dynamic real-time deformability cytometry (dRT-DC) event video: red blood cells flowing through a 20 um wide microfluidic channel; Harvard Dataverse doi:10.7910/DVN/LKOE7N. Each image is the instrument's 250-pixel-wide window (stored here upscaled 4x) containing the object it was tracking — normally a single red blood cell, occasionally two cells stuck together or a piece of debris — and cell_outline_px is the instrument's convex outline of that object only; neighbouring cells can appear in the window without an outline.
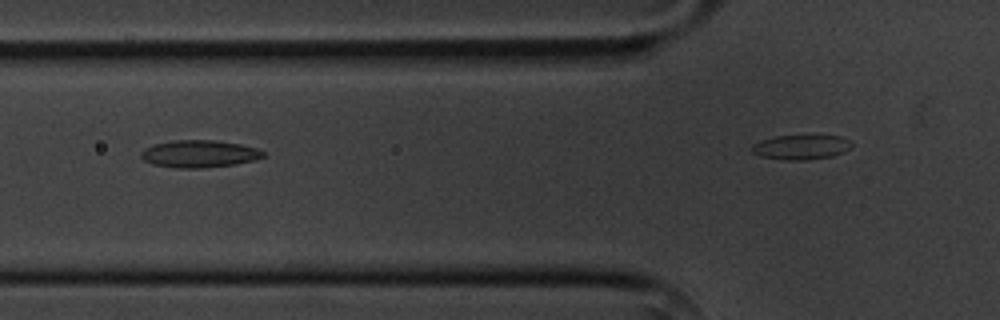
{"species": "common noctule bat (a hibernating species)", "species_latin": "Nyctalus noctula", "temperature_condition": "cold", "stored_images_in_passage": 6, "camera_frame_rate_fps": 3000, "um_per_image_px": 0.085, "animal": {"sex": "male", "body_mass_g": 20.1, "forearm_length_mm": 53.5}, "frame": {"image": 1, "passage_image": 4, "time_ms": 3.333, "image_size_px": [1000, 320], "cell_outline_px": [[268, 156], [236, 164], [200, 168], [172, 168], [152, 164], [144, 160], [140, 156], [140, 152], [144, 148], [156, 144], [172, 140], [216, 140], [240, 144], [256, 148], [264, 152]], "centroid_in_image_um": [16.92, 13.08], "position_along_channel_um": 108.9, "area_um2": 19.54}}
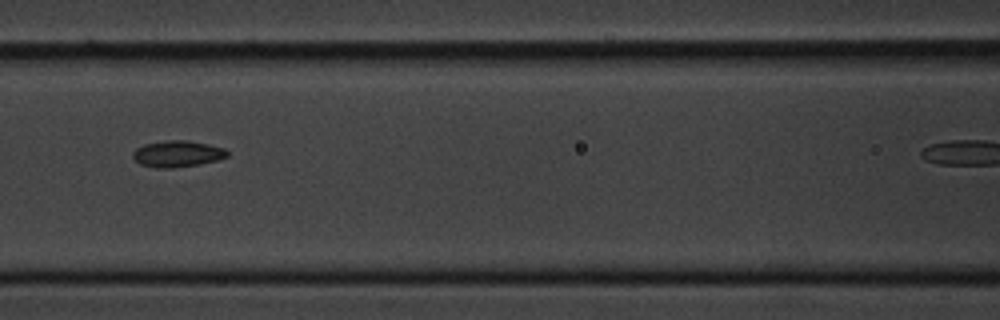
{"frame": {"image": 2, "passage_image": 5, "time_ms": 6.0, "image_size_px": [1000, 320], "cell_outline_px": [[228, 156], [216, 160], [196, 164], [172, 168], [156, 168], [140, 164], [132, 156], [132, 152], [136, 148], [144, 144], [168, 140], [188, 140], [208, 144], [224, 148], [228, 152]], "centroid_in_image_um": [15.05, 13.06], "position_along_channel_um": 151.6, "area_um2": 14.39}}